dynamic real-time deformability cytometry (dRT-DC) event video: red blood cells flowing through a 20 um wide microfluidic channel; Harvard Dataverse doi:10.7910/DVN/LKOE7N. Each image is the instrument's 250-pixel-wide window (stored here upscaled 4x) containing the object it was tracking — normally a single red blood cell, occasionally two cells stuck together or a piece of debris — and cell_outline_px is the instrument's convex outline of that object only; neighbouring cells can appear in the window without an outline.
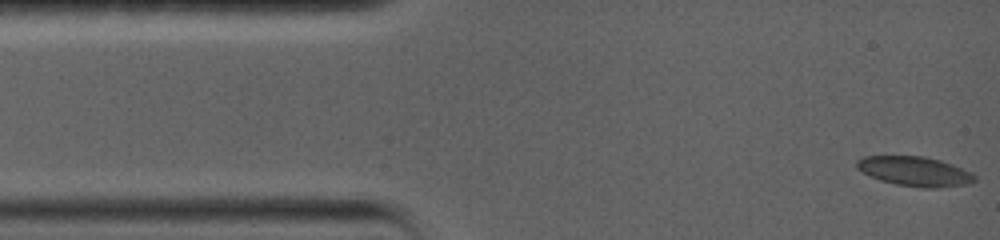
{"species": "common noctule bat (a hibernating species)", "species_latin": "Nyctalus noctula", "temperature_condition": "warm", "stored_images_in_passage": 51, "camera_frame_rate_fps": 5000, "um_per_image_px": 0.085, "animal": {"sex": "female", "body_mass_g": 19.0, "forearm_length_mm": 56.7}, "frame": {"image": 1, "passage_image": 1, "time_ms": 0.0, "image_size_px": [1000, 240], "cell_outline_px": [[976, 180], [968, 184], [936, 188], [920, 188], [896, 184], [880, 180], [856, 168], [856, 160], [864, 156], [924, 156], [940, 160], [952, 164], [972, 172], [976, 176]], "centroid_in_image_um": [77.78, 14.56], "position_along_channel_um": 7.2, "area_um2": 20.35}}
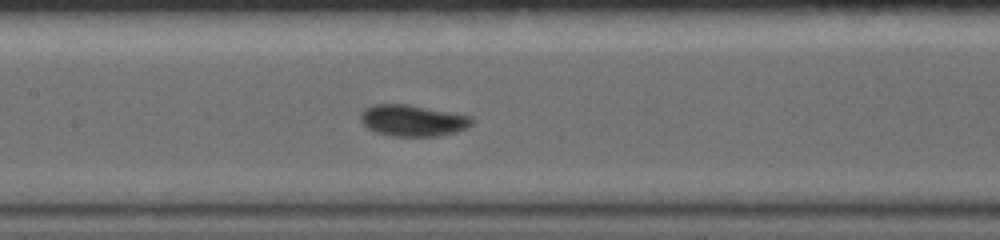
{"frame": {"image": 2, "passage_image": 22, "time_ms": 6.8, "image_size_px": [1000, 240], "cell_outline_px": [[472, 124], [468, 128], [456, 132], [436, 136], [392, 136], [376, 132], [368, 128], [360, 120], [360, 112], [364, 108], [372, 104], [408, 104], [472, 116]], "centroid_in_image_um": [35.07, 10.24], "position_along_channel_um": 172.3, "area_um2": 20.46}}
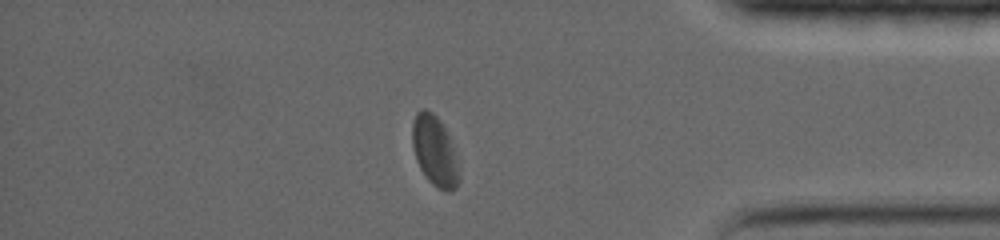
{"frame": {"image": 3, "passage_image": 44, "time_ms": 13.8, "image_size_px": [1000, 240], "cell_outline_px": [[460, 180], [456, 188], [452, 192], [448, 192], [432, 184], [428, 180], [420, 168], [416, 160], [412, 148], [412, 124], [416, 112], [420, 108], [424, 108], [432, 112], [440, 120], [448, 136], [452, 148], [460, 176]], "centroid_in_image_um": [36.91, 12.84], "position_along_channel_um": 398.3, "area_um2": 18.96}, "authors_computed_cell_mechanics": {"area_um2": 19.941, "velocity_mm_per_s": 3.5526, "shape_relaxation_time_tau1_ms": 4.4445, "shape_relaxation_time_tau2_ms": 1.835, "deformation_change_tau1": 0.1329, "deformation_change_tau2": 0.0482}}